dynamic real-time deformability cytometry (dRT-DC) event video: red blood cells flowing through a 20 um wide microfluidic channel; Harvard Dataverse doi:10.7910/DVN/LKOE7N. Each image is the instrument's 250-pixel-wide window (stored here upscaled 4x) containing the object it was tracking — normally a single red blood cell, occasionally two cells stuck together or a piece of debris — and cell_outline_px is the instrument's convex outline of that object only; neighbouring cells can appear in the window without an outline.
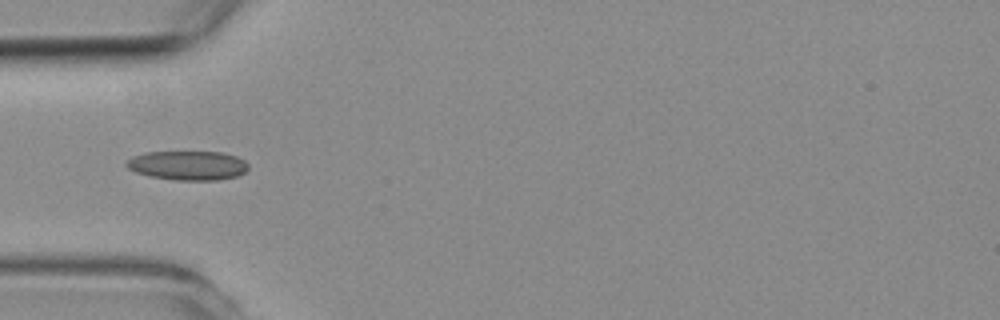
{"species": "common noctule bat (a hibernating species)", "species_latin": "Nyctalus noctula", "temperature_condition": "room temperature", "stored_images_in_passage": 5, "camera_frame_rate_fps": 3000, "um_per_image_px": 0.085, "animal": {"sex": "female", "body_mass_g": 19.3, "forearm_length_mm": 54.1}, "frame": {"image": 1, "passage_image": 3, "time_ms": 2.333, "image_size_px": [1000, 320], "cell_outline_px": [[248, 168], [244, 172], [236, 176], [220, 180], [176, 180], [148, 176], [136, 172], [128, 168], [124, 164], [132, 156], [144, 152], [220, 152], [236, 156], [244, 160], [248, 164]], "centroid_in_image_um": [15.95, 14.06], "position_along_channel_um": 69.1, "area_um2": 20.81}}
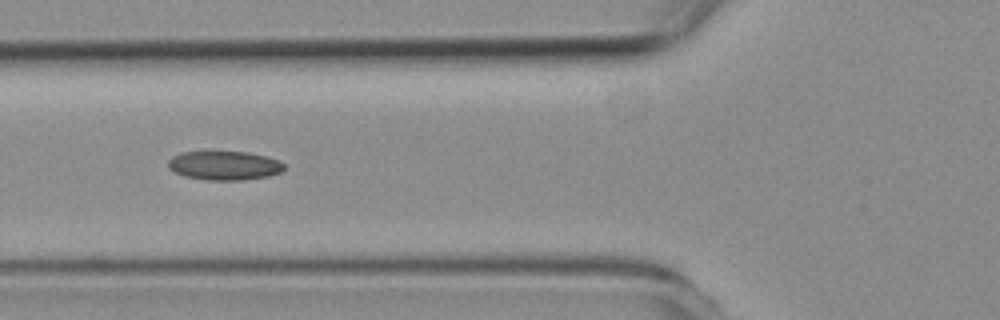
{"frame": {"image": 2, "passage_image": 4, "time_ms": 3.333, "image_size_px": [1000, 320], "cell_outline_px": [[284, 168], [280, 172], [268, 176], [244, 180], [208, 180], [184, 176], [168, 168], [168, 160], [172, 156], [180, 152], [248, 152], [280, 160], [284, 164]], "centroid_in_image_um": [19.06, 14.07], "position_along_channel_um": 106.7, "area_um2": 19.54}}
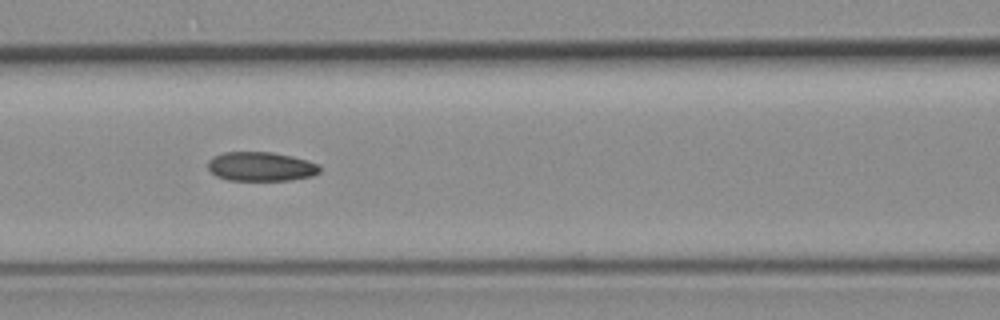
{"frame": {"image": 3, "passage_image": 5, "time_ms": 4.333, "image_size_px": [1000, 320], "cell_outline_px": [[320, 172], [312, 176], [292, 180], [228, 180], [216, 176], [208, 168], [208, 160], [212, 156], [224, 152], [272, 152], [292, 156], [320, 164]], "centroid_in_image_um": [22.18, 14.15], "position_along_channel_um": 144.4, "area_um2": 19.13}}